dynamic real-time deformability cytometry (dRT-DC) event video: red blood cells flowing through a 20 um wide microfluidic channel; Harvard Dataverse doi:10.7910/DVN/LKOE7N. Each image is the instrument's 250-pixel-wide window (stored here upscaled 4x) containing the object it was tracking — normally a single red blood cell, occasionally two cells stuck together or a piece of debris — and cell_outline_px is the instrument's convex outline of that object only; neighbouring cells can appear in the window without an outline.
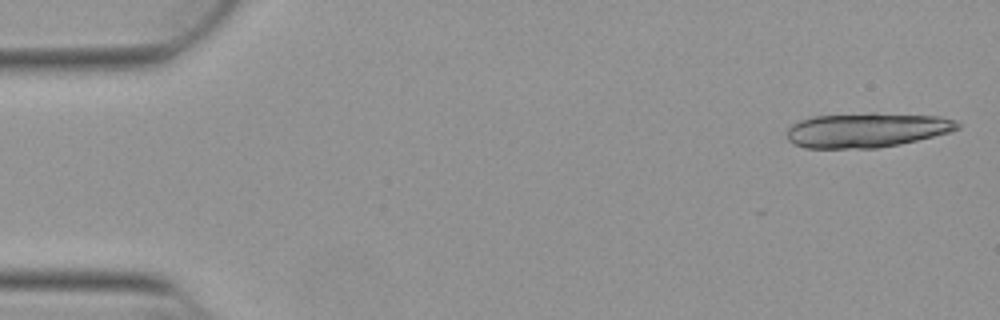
{"species": "Egyptian fruit bat (a non-hibernating species)", "species_latin": "Rousettus aegyptiacus", "temperature_condition": "warm", "stored_images_in_passage": 16, "camera_frame_rate_fps": 3000, "um_per_image_px": 0.085, "animal": {"sex": "female"}, "frame": {"image": 1, "passage_image": 1, "time_ms": 0.0, "image_size_px": [1000, 320], "cell_outline_px": [[952, 128], [928, 136], [912, 140], [892, 144], [836, 148], [816, 148], [800, 144], [800, 124], [808, 120], [824, 116], [920, 116], [948, 120]], "centroid_in_image_um": [73.73, 11.09], "position_along_channel_um": 11.3, "area_um2": 28.09}}